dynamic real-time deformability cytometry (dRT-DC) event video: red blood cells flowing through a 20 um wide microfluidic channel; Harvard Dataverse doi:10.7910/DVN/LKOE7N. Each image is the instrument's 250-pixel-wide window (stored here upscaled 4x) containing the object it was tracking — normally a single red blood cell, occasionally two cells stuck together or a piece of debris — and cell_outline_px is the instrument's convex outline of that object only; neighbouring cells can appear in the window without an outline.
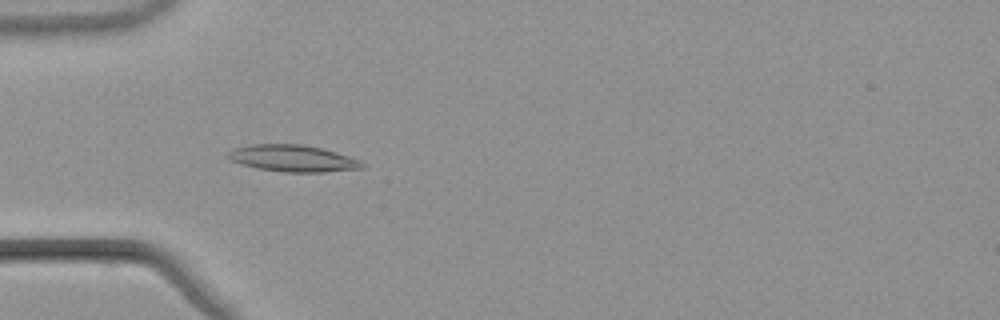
{"species": "common noctule bat (a hibernating species)", "species_latin": "Nyctalus noctula", "temperature_condition": "warm", "stored_images_in_passage": 55, "camera_frame_rate_fps": 3000, "um_per_image_px": 0.085, "animal": {"sex": "male", "body_mass_g": 21.5, "forearm_length_mm": 52.0}, "frame": {"image": 1, "passage_image": 18, "time_ms": 5.667, "image_size_px": [1000, 320], "cell_outline_px": [[364, 168], [324, 172], [284, 172], [256, 168], [232, 160], [228, 156], [228, 152], [232, 148], [252, 144], [300, 144], [320, 148], [336, 152], [360, 160], [364, 164]], "centroid_in_image_um": [24.9, 13.46], "position_along_channel_um": 60.1, "area_um2": 20.69}}
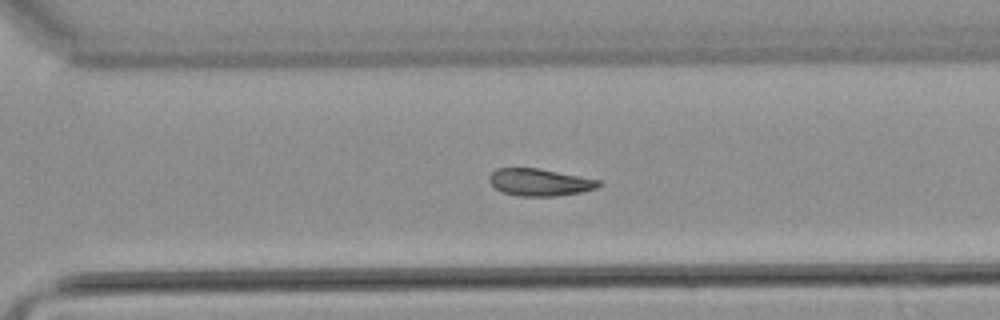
{"frame": {"image": 2, "passage_image": 39, "time_ms": 12.667, "image_size_px": [1000, 320], "cell_outline_px": [[600, 184], [596, 188], [580, 192], [556, 196], [516, 196], [500, 192], [488, 180], [488, 176], [496, 168], [540, 168], [600, 180]], "centroid_in_image_um": [45.83, 15.49], "position_along_channel_um": 324.8, "area_um2": 17.4}}
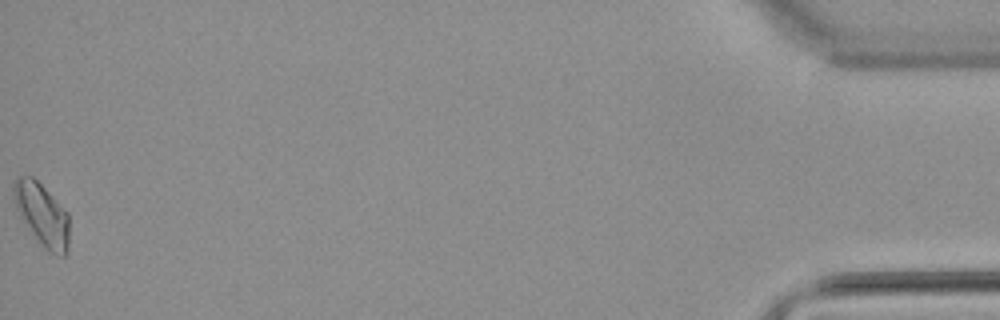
{"frame": {"image": 3, "passage_image": 55, "time_ms": 18.0, "image_size_px": [1000, 320], "cell_outline_px": [[68, 248], [64, 256], [48, 252], [44, 248], [20, 216], [16, 208], [12, 196], [12, 184], [16, 176], [32, 176], [68, 212]], "centroid_in_image_um": [3.54, 18.21], "position_along_channel_um": 431.7, "area_um2": 20.06}}